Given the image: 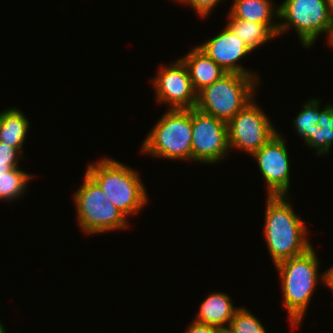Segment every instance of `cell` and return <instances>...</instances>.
Returning <instances> with one entry per match:
<instances>
[{
  "mask_svg": "<svg viewBox=\"0 0 333 333\" xmlns=\"http://www.w3.org/2000/svg\"><path fill=\"white\" fill-rule=\"evenodd\" d=\"M289 199L287 195L266 198L263 235L274 265L312 247L307 238V226L295 213Z\"/></svg>",
  "mask_w": 333,
  "mask_h": 333,
  "instance_id": "obj_1",
  "label": "cell"
},
{
  "mask_svg": "<svg viewBox=\"0 0 333 333\" xmlns=\"http://www.w3.org/2000/svg\"><path fill=\"white\" fill-rule=\"evenodd\" d=\"M285 307L292 329L302 323L316 286L322 280L328 286V271L319 280V259L313 246L305 253L283 260L275 265Z\"/></svg>",
  "mask_w": 333,
  "mask_h": 333,
  "instance_id": "obj_2",
  "label": "cell"
},
{
  "mask_svg": "<svg viewBox=\"0 0 333 333\" xmlns=\"http://www.w3.org/2000/svg\"><path fill=\"white\" fill-rule=\"evenodd\" d=\"M86 172L126 217L137 215L149 202L140 173L126 164L105 156L95 164L89 163Z\"/></svg>",
  "mask_w": 333,
  "mask_h": 333,
  "instance_id": "obj_3",
  "label": "cell"
},
{
  "mask_svg": "<svg viewBox=\"0 0 333 333\" xmlns=\"http://www.w3.org/2000/svg\"><path fill=\"white\" fill-rule=\"evenodd\" d=\"M192 109H167L142 143L141 151L169 160H192Z\"/></svg>",
  "mask_w": 333,
  "mask_h": 333,
  "instance_id": "obj_4",
  "label": "cell"
},
{
  "mask_svg": "<svg viewBox=\"0 0 333 333\" xmlns=\"http://www.w3.org/2000/svg\"><path fill=\"white\" fill-rule=\"evenodd\" d=\"M259 77L226 73L197 93L196 108L228 123L240 110L256 98ZM256 89V90H255Z\"/></svg>",
  "mask_w": 333,
  "mask_h": 333,
  "instance_id": "obj_5",
  "label": "cell"
},
{
  "mask_svg": "<svg viewBox=\"0 0 333 333\" xmlns=\"http://www.w3.org/2000/svg\"><path fill=\"white\" fill-rule=\"evenodd\" d=\"M73 194L79 227L84 234H100L129 226L128 218L107 198L99 184L87 173Z\"/></svg>",
  "mask_w": 333,
  "mask_h": 333,
  "instance_id": "obj_6",
  "label": "cell"
},
{
  "mask_svg": "<svg viewBox=\"0 0 333 333\" xmlns=\"http://www.w3.org/2000/svg\"><path fill=\"white\" fill-rule=\"evenodd\" d=\"M278 20H282L278 24V37L293 27L306 49L323 33L327 39L333 24L326 0H284L279 5Z\"/></svg>",
  "mask_w": 333,
  "mask_h": 333,
  "instance_id": "obj_7",
  "label": "cell"
},
{
  "mask_svg": "<svg viewBox=\"0 0 333 333\" xmlns=\"http://www.w3.org/2000/svg\"><path fill=\"white\" fill-rule=\"evenodd\" d=\"M255 102L254 98L227 123L230 150L239 149L252 155L278 132Z\"/></svg>",
  "mask_w": 333,
  "mask_h": 333,
  "instance_id": "obj_8",
  "label": "cell"
},
{
  "mask_svg": "<svg viewBox=\"0 0 333 333\" xmlns=\"http://www.w3.org/2000/svg\"><path fill=\"white\" fill-rule=\"evenodd\" d=\"M192 161L216 164L226 159L230 148L225 121L192 108Z\"/></svg>",
  "mask_w": 333,
  "mask_h": 333,
  "instance_id": "obj_9",
  "label": "cell"
},
{
  "mask_svg": "<svg viewBox=\"0 0 333 333\" xmlns=\"http://www.w3.org/2000/svg\"><path fill=\"white\" fill-rule=\"evenodd\" d=\"M151 81L158 103L170 104L168 109H192L197 105V92L193 89L188 68L179 58L171 64H162Z\"/></svg>",
  "mask_w": 333,
  "mask_h": 333,
  "instance_id": "obj_10",
  "label": "cell"
},
{
  "mask_svg": "<svg viewBox=\"0 0 333 333\" xmlns=\"http://www.w3.org/2000/svg\"><path fill=\"white\" fill-rule=\"evenodd\" d=\"M251 156L258 162L268 196L289 195L290 161L285 139L277 132Z\"/></svg>",
  "mask_w": 333,
  "mask_h": 333,
  "instance_id": "obj_11",
  "label": "cell"
},
{
  "mask_svg": "<svg viewBox=\"0 0 333 333\" xmlns=\"http://www.w3.org/2000/svg\"><path fill=\"white\" fill-rule=\"evenodd\" d=\"M206 55L218 64L226 73H239L242 75L259 77L238 63L252 51L243 41L225 26L217 36L197 45Z\"/></svg>",
  "mask_w": 333,
  "mask_h": 333,
  "instance_id": "obj_12",
  "label": "cell"
},
{
  "mask_svg": "<svg viewBox=\"0 0 333 333\" xmlns=\"http://www.w3.org/2000/svg\"><path fill=\"white\" fill-rule=\"evenodd\" d=\"M180 59L188 68L193 89L197 93L226 74V72L197 45Z\"/></svg>",
  "mask_w": 333,
  "mask_h": 333,
  "instance_id": "obj_13",
  "label": "cell"
},
{
  "mask_svg": "<svg viewBox=\"0 0 333 333\" xmlns=\"http://www.w3.org/2000/svg\"><path fill=\"white\" fill-rule=\"evenodd\" d=\"M238 308L234 307L228 294L213 292L203 300L199 313L193 320L225 331Z\"/></svg>",
  "mask_w": 333,
  "mask_h": 333,
  "instance_id": "obj_14",
  "label": "cell"
},
{
  "mask_svg": "<svg viewBox=\"0 0 333 333\" xmlns=\"http://www.w3.org/2000/svg\"><path fill=\"white\" fill-rule=\"evenodd\" d=\"M272 4V0H233L229 13L236 19L267 24L278 35L279 6Z\"/></svg>",
  "mask_w": 333,
  "mask_h": 333,
  "instance_id": "obj_15",
  "label": "cell"
},
{
  "mask_svg": "<svg viewBox=\"0 0 333 333\" xmlns=\"http://www.w3.org/2000/svg\"><path fill=\"white\" fill-rule=\"evenodd\" d=\"M30 122L22 111L16 107L0 112V142L17 148L23 155V146Z\"/></svg>",
  "mask_w": 333,
  "mask_h": 333,
  "instance_id": "obj_16",
  "label": "cell"
},
{
  "mask_svg": "<svg viewBox=\"0 0 333 333\" xmlns=\"http://www.w3.org/2000/svg\"><path fill=\"white\" fill-rule=\"evenodd\" d=\"M228 23L226 26L237 35L243 43L251 50H257L260 45L278 37V35L267 25L248 20L236 19L228 12Z\"/></svg>",
  "mask_w": 333,
  "mask_h": 333,
  "instance_id": "obj_17",
  "label": "cell"
},
{
  "mask_svg": "<svg viewBox=\"0 0 333 333\" xmlns=\"http://www.w3.org/2000/svg\"><path fill=\"white\" fill-rule=\"evenodd\" d=\"M333 144V105H324L320 110L319 122L310 138L305 142L308 148H314L317 155L330 153Z\"/></svg>",
  "mask_w": 333,
  "mask_h": 333,
  "instance_id": "obj_18",
  "label": "cell"
},
{
  "mask_svg": "<svg viewBox=\"0 0 333 333\" xmlns=\"http://www.w3.org/2000/svg\"><path fill=\"white\" fill-rule=\"evenodd\" d=\"M31 178L32 174L20 167L0 173V200L10 202L23 196Z\"/></svg>",
  "mask_w": 333,
  "mask_h": 333,
  "instance_id": "obj_19",
  "label": "cell"
},
{
  "mask_svg": "<svg viewBox=\"0 0 333 333\" xmlns=\"http://www.w3.org/2000/svg\"><path fill=\"white\" fill-rule=\"evenodd\" d=\"M320 99H310L304 102L301 111L293 120L297 134L303 138L304 143L310 138L319 122Z\"/></svg>",
  "mask_w": 333,
  "mask_h": 333,
  "instance_id": "obj_20",
  "label": "cell"
},
{
  "mask_svg": "<svg viewBox=\"0 0 333 333\" xmlns=\"http://www.w3.org/2000/svg\"><path fill=\"white\" fill-rule=\"evenodd\" d=\"M225 333H267L261 321L245 307H239Z\"/></svg>",
  "mask_w": 333,
  "mask_h": 333,
  "instance_id": "obj_21",
  "label": "cell"
},
{
  "mask_svg": "<svg viewBox=\"0 0 333 333\" xmlns=\"http://www.w3.org/2000/svg\"><path fill=\"white\" fill-rule=\"evenodd\" d=\"M22 153L5 142H0V173L19 167V160L22 159Z\"/></svg>",
  "mask_w": 333,
  "mask_h": 333,
  "instance_id": "obj_22",
  "label": "cell"
},
{
  "mask_svg": "<svg viewBox=\"0 0 333 333\" xmlns=\"http://www.w3.org/2000/svg\"><path fill=\"white\" fill-rule=\"evenodd\" d=\"M179 4H190L195 10L196 14H199L203 19L211 14L212 9L221 2V0H178Z\"/></svg>",
  "mask_w": 333,
  "mask_h": 333,
  "instance_id": "obj_23",
  "label": "cell"
},
{
  "mask_svg": "<svg viewBox=\"0 0 333 333\" xmlns=\"http://www.w3.org/2000/svg\"><path fill=\"white\" fill-rule=\"evenodd\" d=\"M225 331L203 323H199L193 320L189 324V328L186 329L185 333H224Z\"/></svg>",
  "mask_w": 333,
  "mask_h": 333,
  "instance_id": "obj_24",
  "label": "cell"
},
{
  "mask_svg": "<svg viewBox=\"0 0 333 333\" xmlns=\"http://www.w3.org/2000/svg\"><path fill=\"white\" fill-rule=\"evenodd\" d=\"M328 271V288L333 292V266L327 269Z\"/></svg>",
  "mask_w": 333,
  "mask_h": 333,
  "instance_id": "obj_25",
  "label": "cell"
},
{
  "mask_svg": "<svg viewBox=\"0 0 333 333\" xmlns=\"http://www.w3.org/2000/svg\"><path fill=\"white\" fill-rule=\"evenodd\" d=\"M327 42L331 46V48H333V24H332V28H331L329 37L327 38Z\"/></svg>",
  "mask_w": 333,
  "mask_h": 333,
  "instance_id": "obj_26",
  "label": "cell"
},
{
  "mask_svg": "<svg viewBox=\"0 0 333 333\" xmlns=\"http://www.w3.org/2000/svg\"><path fill=\"white\" fill-rule=\"evenodd\" d=\"M326 1H327L328 6H329L330 13L333 16V0H326Z\"/></svg>",
  "mask_w": 333,
  "mask_h": 333,
  "instance_id": "obj_27",
  "label": "cell"
},
{
  "mask_svg": "<svg viewBox=\"0 0 333 333\" xmlns=\"http://www.w3.org/2000/svg\"><path fill=\"white\" fill-rule=\"evenodd\" d=\"M0 333H7L5 326L2 325L1 321H0Z\"/></svg>",
  "mask_w": 333,
  "mask_h": 333,
  "instance_id": "obj_28",
  "label": "cell"
}]
</instances>
